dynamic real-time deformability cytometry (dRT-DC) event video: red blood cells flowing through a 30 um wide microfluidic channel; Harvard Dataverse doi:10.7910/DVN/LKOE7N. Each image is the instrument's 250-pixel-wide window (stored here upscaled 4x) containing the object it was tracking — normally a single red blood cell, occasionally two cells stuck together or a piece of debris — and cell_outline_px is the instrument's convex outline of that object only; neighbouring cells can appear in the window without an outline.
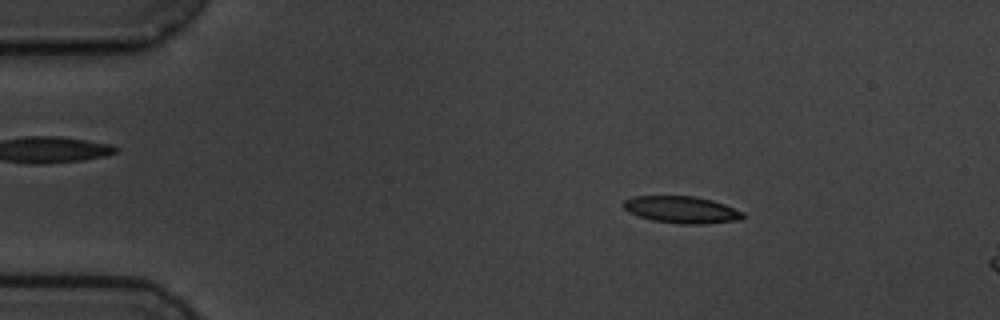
{"species": "common noctule bat (a hibernating species)", "species_latin": "Nyctalus noctula", "temperature_condition": "cold", "stored_images_in_passage": 4, "camera_frame_rate_fps": 3000, "um_per_image_px": 0.085, "animal": {"sex": "male", "body_mass_g": 19.5, "forearm_length_mm": 54.6}, "frame": {"image": 1, "passage_image": 2, "time_ms": 1.0, "image_size_px": [1000, 320], "cell_outline_px": [[744, 216], [740, 220], [700, 224], [680, 224], [652, 220], [628, 212], [620, 204], [624, 200], [636, 196], [696, 196], [712, 200], [724, 204], [744, 212]], "centroid_in_image_um": [57.92, 17.82], "position_along_channel_um": 27.1, "area_um2": 18.79}}